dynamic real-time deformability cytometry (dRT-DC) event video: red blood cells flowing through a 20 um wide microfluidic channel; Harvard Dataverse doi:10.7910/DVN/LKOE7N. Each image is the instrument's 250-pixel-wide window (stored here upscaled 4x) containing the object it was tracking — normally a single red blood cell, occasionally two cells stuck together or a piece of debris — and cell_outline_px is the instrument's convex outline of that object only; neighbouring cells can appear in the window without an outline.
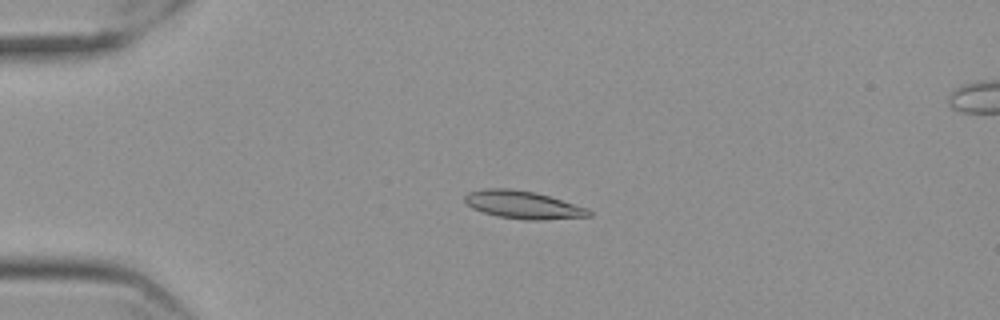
{"species": "Egyptian fruit bat (a non-hibernating species)", "species_latin": "Rousettus aegyptiacus", "temperature_condition": "cold", "stored_images_in_passage": 58, "camera_frame_rate_fps": 3000, "um_per_image_px": 0.085, "frame": {"image": 1, "passage_image": 15, "time_ms": 4.667, "image_size_px": [1000, 320], "cell_outline_px": [[592, 216], [544, 220], [524, 220], [496, 216], [472, 208], [464, 200], [464, 196], [468, 192], [488, 188], [512, 188], [536, 192], [588, 208], [592, 212]], "centroid_in_image_um": [44.47, 17.41], "position_along_channel_um": 40.5, "area_um2": 20.23}}
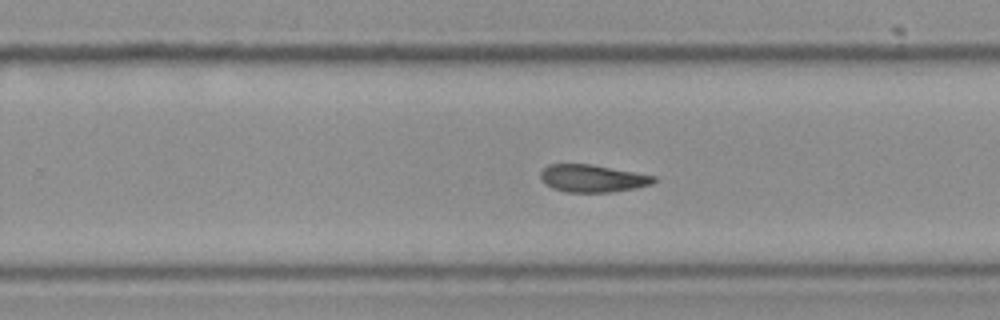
{"frame": {"image": 2, "passage_image": 38, "time_ms": 12.333, "image_size_px": [1000, 320], "cell_outline_px": [[656, 180], [652, 184], [636, 188], [612, 192], [568, 192], [552, 188], [544, 184], [540, 180], [540, 172], [548, 164], [592, 164], [656, 176]], "centroid_in_image_um": [50.34, 15.16], "position_along_channel_um": 279.5, "area_um2": 18.26}}
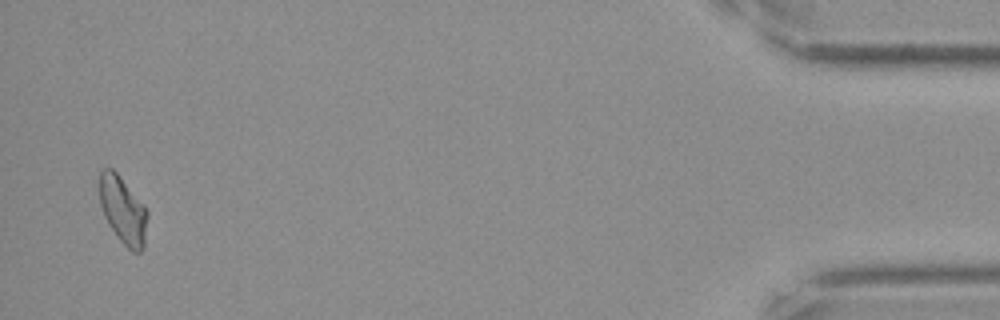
{"frame": {"image": 3, "passage_image": 57, "time_ms": 18.667, "image_size_px": [1000, 320], "cell_outline_px": [[148, 216], [144, 248], [140, 252], [132, 252], [120, 240], [108, 224], [104, 216], [100, 204], [100, 168], [112, 168], [116, 172], [144, 204], [148, 212]], "centroid_in_image_um": [10.47, 17.87], "position_along_channel_um": 424.7, "area_um2": 18.84}}